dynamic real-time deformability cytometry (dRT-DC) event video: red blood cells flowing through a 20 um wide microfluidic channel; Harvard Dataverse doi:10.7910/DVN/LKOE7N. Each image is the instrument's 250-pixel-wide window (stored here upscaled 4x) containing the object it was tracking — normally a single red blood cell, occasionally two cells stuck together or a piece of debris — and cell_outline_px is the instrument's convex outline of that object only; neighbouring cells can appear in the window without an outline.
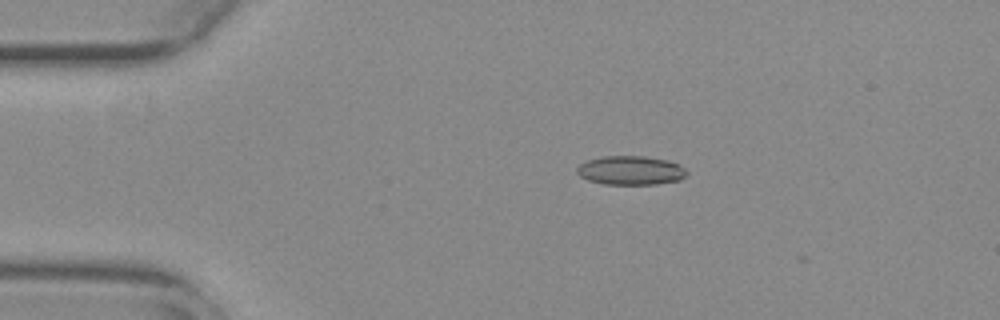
{"species": "common noctule bat (a hibernating species)", "species_latin": "Nyctalus noctula", "temperature_condition": "warm", "stored_images_in_passage": 13, "camera_frame_rate_fps": 3000, "um_per_image_px": 0.085, "animal": {"sex": "female", "body_mass_g": 29.2, "forearm_length_mm": 56.3}, "frame": {"image": 1, "passage_image": 9, "time_ms": 2.667, "image_size_px": [1000, 320], "cell_outline_px": [[688, 172], [680, 180], [656, 184], [604, 184], [588, 180], [580, 176], [576, 172], [576, 168], [580, 164], [588, 160], [604, 156], [644, 156], [668, 160], [680, 164]], "centroid_in_image_um": [53.61, 14.48], "position_along_channel_um": 31.4, "area_um2": 18.55}}